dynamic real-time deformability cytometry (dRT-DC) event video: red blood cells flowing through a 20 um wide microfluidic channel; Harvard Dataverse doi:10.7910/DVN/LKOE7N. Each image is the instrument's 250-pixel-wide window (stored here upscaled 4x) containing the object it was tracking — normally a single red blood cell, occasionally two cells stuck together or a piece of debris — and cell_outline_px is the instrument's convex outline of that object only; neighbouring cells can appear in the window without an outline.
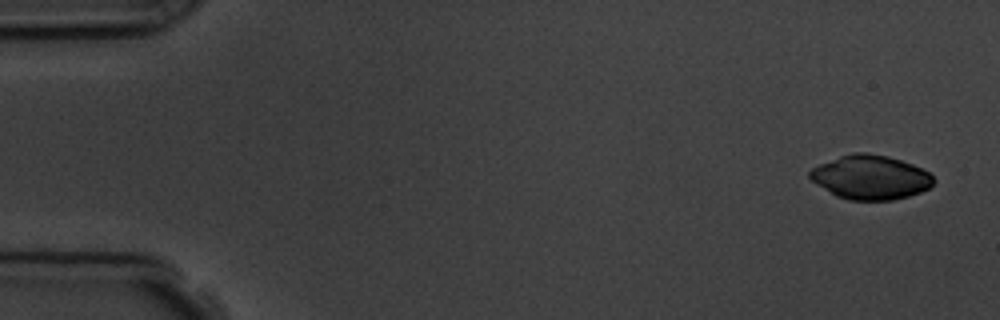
{"species": "common noctule bat (a hibernating species)", "species_latin": "Nyctalus noctula", "temperature_condition": "room temperature", "stored_images_in_passage": 5, "camera_frame_rate_fps": 3000, "um_per_image_px": 0.085, "animal": {"sex": "male", "body_mass_g": 19.5, "forearm_length_mm": 54.6}, "frame": {"image": 1, "passage_image": 1, "time_ms": 0.0, "image_size_px": [1000, 320], "cell_outline_px": [[936, 180], [928, 188], [920, 192], [908, 196], [892, 200], [848, 200], [836, 196], [816, 184], [808, 176], [808, 172], [812, 168], [820, 164], [840, 156], [852, 152], [868, 152], [888, 156], [912, 164], [928, 172]], "centroid_in_image_um": [73.97, 15.07], "position_along_channel_um": 11.0, "area_um2": 31.79}}